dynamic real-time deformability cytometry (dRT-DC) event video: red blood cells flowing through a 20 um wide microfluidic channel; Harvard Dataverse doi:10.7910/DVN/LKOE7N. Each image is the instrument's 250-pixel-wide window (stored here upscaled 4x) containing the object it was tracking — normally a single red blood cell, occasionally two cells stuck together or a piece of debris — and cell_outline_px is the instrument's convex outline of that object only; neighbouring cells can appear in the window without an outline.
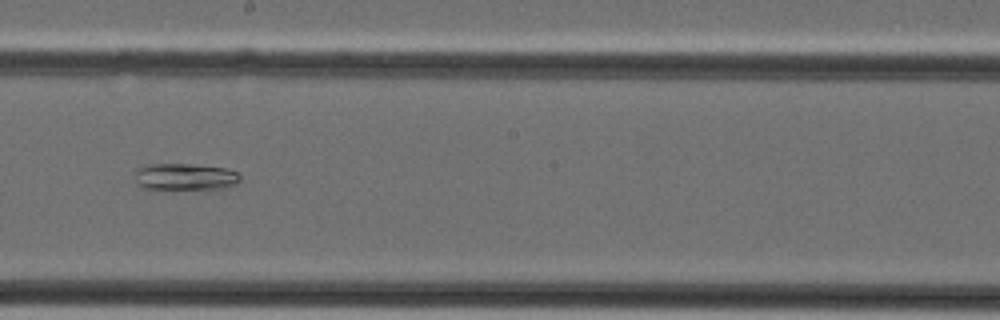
{"species": "Egyptian fruit bat (a non-hibernating species)", "species_latin": "Rousettus aegyptiacus", "temperature_condition": "cold", "stored_images_in_passage": 26, "camera_frame_rate_fps": 3000, "um_per_image_px": 0.085, "animal": {"sex": "female"}, "frame": {"image": 1, "passage_image": 10, "time_ms": 3.0, "image_size_px": [1000, 320], "cell_outline_px": [[240, 180], [236, 184], [224, 188], [144, 188], [136, 184], [136, 168], [148, 164], [192, 164], [224, 168], [236, 172], [240, 176]], "centroid_in_image_um": [15.71, 15.01], "position_along_channel_um": 232.5, "area_um2": 16.13}}
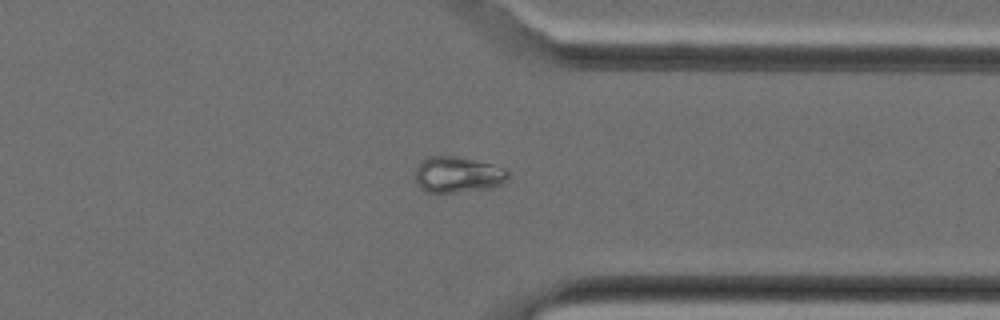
{"frame": {"image": 2, "passage_image": 18, "time_ms": 5.667, "image_size_px": [1000, 320], "cell_outline_px": [[508, 180], [492, 188], [456, 192], [424, 192], [416, 184], [416, 168], [428, 156], [452, 156], [492, 164], [504, 168], [508, 172]], "centroid_in_image_um": [38.91, 14.86], "position_along_channel_um": 372.5, "area_um2": 19.31}}
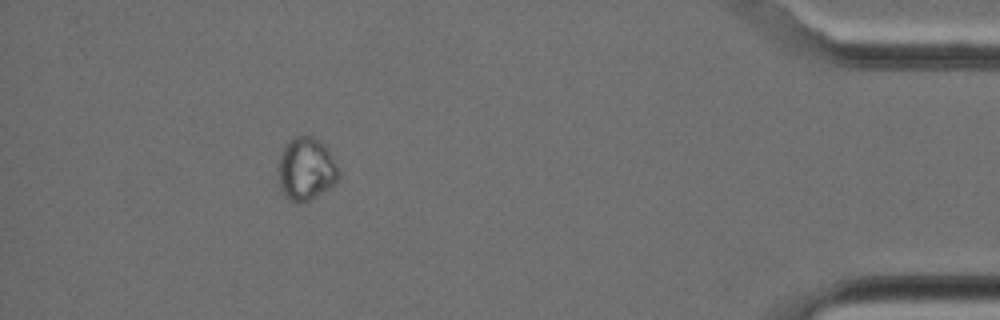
{"frame": {"image": 3, "passage_image": 23, "time_ms": 7.333, "image_size_px": [1000, 320], "cell_outline_px": [[340, 176], [336, 184], [308, 200], [288, 200], [280, 192], [276, 172], [276, 164], [280, 152], [288, 140], [292, 136], [312, 136], [320, 140], [328, 148], [340, 168]], "centroid_in_image_um": [25.99, 14.32], "position_along_channel_um": 409.2, "area_um2": 22.89}}